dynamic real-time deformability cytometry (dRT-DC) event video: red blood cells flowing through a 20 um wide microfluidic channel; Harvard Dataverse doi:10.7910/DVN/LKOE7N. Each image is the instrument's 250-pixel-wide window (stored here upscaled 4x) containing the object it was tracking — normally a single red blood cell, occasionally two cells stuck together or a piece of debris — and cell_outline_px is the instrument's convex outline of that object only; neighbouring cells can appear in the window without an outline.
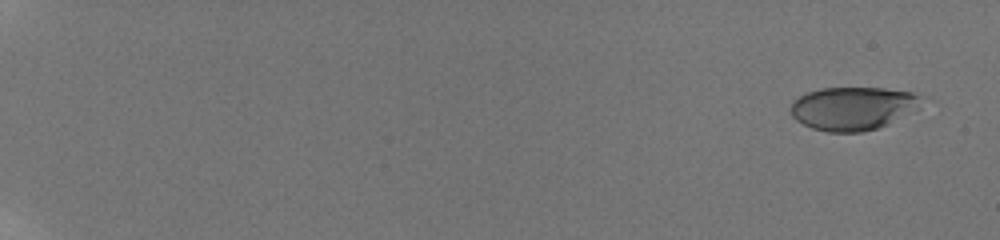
{"species": "human", "species_latin": "Homo sapiens", "temperature_condition": "room temperature", "stored_images_in_passage": 8, "camera_frame_rate_fps": 3000, "um_per_image_px": 0.085, "donor": {"sex": "male"}, "frame": {"image": 1, "passage_image": 2, "time_ms": 1.0, "image_size_px": [1000, 240], "cell_outline_px": [[924, 96], [920, 108], [888, 124], [876, 128], [860, 132], [828, 132], [812, 128], [796, 120], [792, 116], [792, 100], [808, 92], [820, 88], [884, 88], [912, 92]], "centroid_in_image_um": [72.54, 9.2], "position_along_channel_um": 12.5, "area_um2": 33.06}}
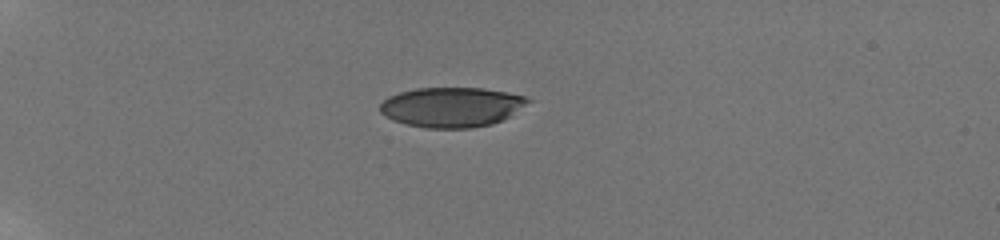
{"frame": {"image": 2, "passage_image": 7, "time_ms": 6.333, "image_size_px": [1000, 240], "cell_outline_px": [[532, 100], [512, 116], [504, 120], [492, 124], [472, 128], [428, 128], [408, 124], [392, 120], [380, 112], [380, 104], [388, 96], [400, 92], [416, 88], [484, 88], [508, 92], [524, 96]], "centroid_in_image_um": [38.43, 9.1], "position_along_channel_um": 46.6, "area_um2": 34.56}}